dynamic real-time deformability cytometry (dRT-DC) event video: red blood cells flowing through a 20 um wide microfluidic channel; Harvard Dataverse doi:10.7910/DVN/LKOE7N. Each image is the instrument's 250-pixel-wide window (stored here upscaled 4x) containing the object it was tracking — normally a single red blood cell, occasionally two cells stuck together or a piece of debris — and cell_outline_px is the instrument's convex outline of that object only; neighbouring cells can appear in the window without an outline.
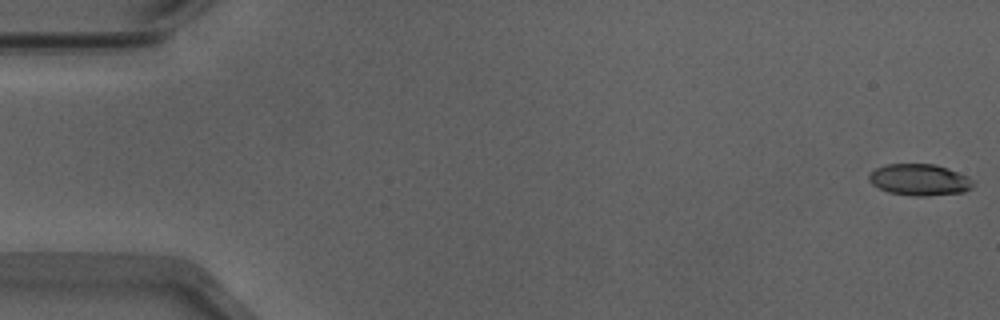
{"species": "Egyptian fruit bat (a non-hibernating species)", "species_latin": "Rousettus aegyptiacus", "temperature_condition": "warm", "stored_images_in_passage": 53, "camera_frame_rate_fps": 3000, "um_per_image_px": 0.085, "animal": {"sex": "male"}, "frame": {"image": 1, "passage_image": 1, "time_ms": 0.0, "image_size_px": [1000, 320], "cell_outline_px": [[972, 188], [964, 192], [924, 196], [916, 196], [888, 192], [872, 184], [868, 180], [868, 176], [876, 168], [888, 164], [936, 164], [948, 168], [968, 176], [972, 180]], "centroid_in_image_um": [78.17, 15.27], "position_along_channel_um": 6.8, "area_um2": 19.02}}
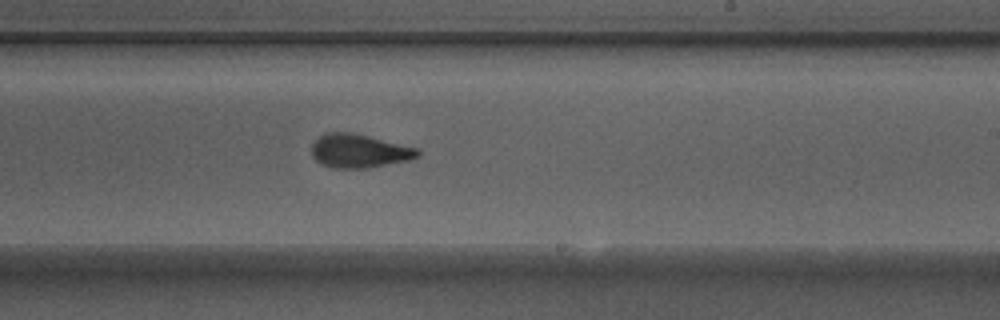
{"frame": {"image": 2, "passage_image": 32, "time_ms": 10.333, "image_size_px": [1000, 320], "cell_outline_px": [[420, 156], [408, 160], [368, 168], [332, 168], [320, 164], [312, 156], [312, 144], [320, 136], [328, 132], [352, 132], [416, 148], [420, 152]], "centroid_in_image_um": [30.5, 12.84], "position_along_channel_um": 258.5, "area_um2": 20.63}}
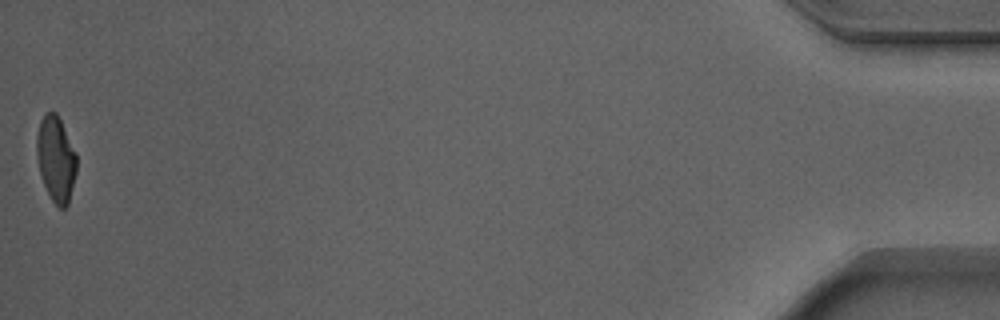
{"frame": {"image": 3, "passage_image": 53, "time_ms": 17.333, "image_size_px": [1000, 320], "cell_outline_px": [[76, 172], [68, 204], [64, 208], [60, 208], [52, 200], [44, 184], [40, 172], [36, 156], [36, 136], [40, 120], [44, 112], [56, 112], [76, 152]], "centroid_in_image_um": [4.74, 13.48], "position_along_channel_um": 430.5, "area_um2": 19.77}, "authors_computed_cell_mechanics": {"area_um2": 20.4612, "velocity_mm_per_s": 3.9035, "shape_relaxation_time_tau1_ms": 3.4718, "shape_relaxation_time_tau2_ms": 1.4658, "deformation_change_tau1": 0.1614, "deformation_change_tau2": 0.0894}}